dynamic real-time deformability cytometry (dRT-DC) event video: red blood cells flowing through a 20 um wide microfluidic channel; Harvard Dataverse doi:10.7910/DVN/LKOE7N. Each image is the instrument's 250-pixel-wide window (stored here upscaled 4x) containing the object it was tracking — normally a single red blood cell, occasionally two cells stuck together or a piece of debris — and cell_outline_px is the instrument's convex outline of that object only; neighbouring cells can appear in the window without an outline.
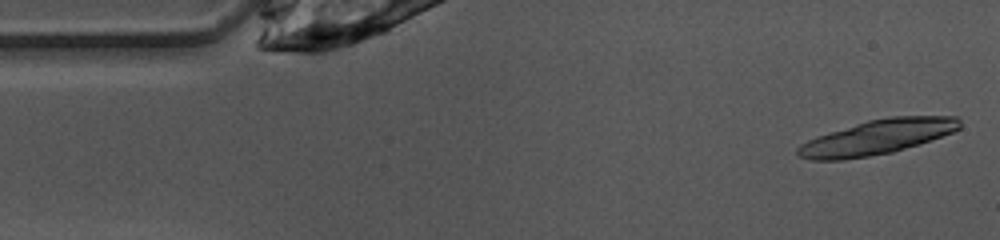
{"species": "common noctule bat (a hibernating species)", "species_latin": "Nyctalus noctula", "temperature_condition": "warm", "stored_images_in_passage": 46, "camera_frame_rate_fps": 3000, "um_per_image_px": 0.085, "animal": {"sex": "female", "body_mass_g": 10.0, "forearm_length_mm": 53.1}, "frame": {"image": 1, "passage_image": 1, "time_ms": 0.0, "image_size_px": [1000, 240], "cell_outline_px": [[960, 128], [952, 132], [892, 152], [844, 160], [812, 160], [800, 156], [796, 152], [796, 148], [800, 144], [816, 136], [868, 120], [888, 116], [956, 116], [960, 120]], "centroid_in_image_um": [74.52, 11.65], "position_along_channel_um": 10.5, "area_um2": 32.37}}
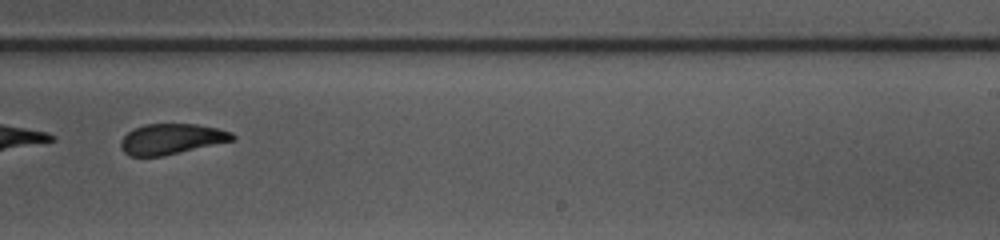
{"frame": {"image": 2, "passage_image": 28, "time_ms": 9.0, "image_size_px": [1000, 240], "cell_outline_px": [[236, 140], [160, 156], [132, 156], [124, 152], [120, 148], [120, 140], [128, 132], [144, 124], [196, 124], [216, 128], [232, 132], [236, 136]], "centroid_in_image_um": [14.58, 11.81], "position_along_channel_um": 274.4, "area_um2": 19.71}}
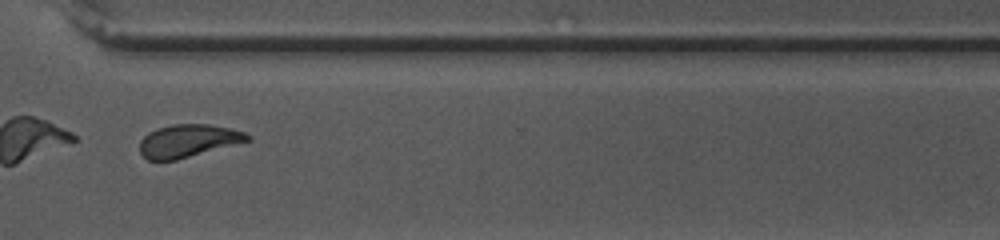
{"frame": {"image": 3, "passage_image": 34, "time_ms": 11.0, "image_size_px": [1000, 240], "cell_outline_px": [[252, 140], [176, 160], [148, 160], [140, 152], [140, 140], [148, 132], [156, 128], [172, 124], [208, 124], [228, 128], [244, 132], [252, 136]], "centroid_in_image_um": [15.99, 11.96], "position_along_channel_um": 354.6, "area_um2": 20.58}, "authors_computed_cell_mechanics": {"area_um2": 21.4438, "velocity_mm_per_s": 4.0077, "shape_relaxation_time_tau1_ms": 4.6019, "shape_relaxation_time_tau2_ms": 1.5417, "deformation_change_tau1": 0.1668, "deformation_change_tau2": 0.0844}}